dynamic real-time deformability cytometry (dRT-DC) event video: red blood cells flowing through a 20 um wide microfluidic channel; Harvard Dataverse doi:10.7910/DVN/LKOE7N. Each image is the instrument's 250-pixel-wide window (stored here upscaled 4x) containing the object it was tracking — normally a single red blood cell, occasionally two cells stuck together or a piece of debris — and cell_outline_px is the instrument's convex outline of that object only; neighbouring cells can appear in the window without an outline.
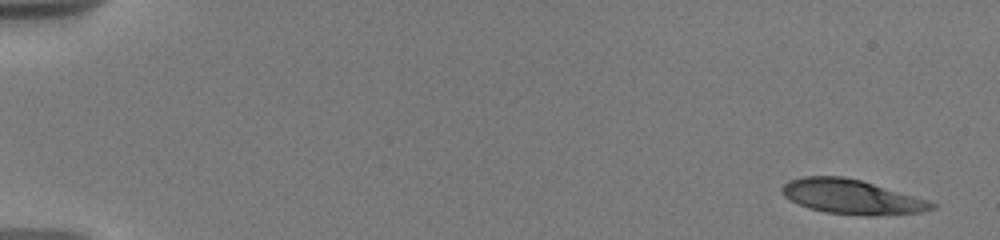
{"species": "human", "species_latin": "Homo sapiens", "temperature_condition": "warm", "stored_images_in_passage": 11, "camera_frame_rate_fps": 3000, "um_per_image_px": 0.085, "donor": {"sex": "male"}, "frame": {"image": 1, "passage_image": 1, "time_ms": 0.0, "image_size_px": [1000, 240], "cell_outline_px": [[936, 208], [924, 212], [876, 216], [860, 216], [824, 212], [808, 208], [784, 196], [780, 188], [788, 180], [804, 176], [844, 176], [860, 180], [928, 200], [936, 204]], "centroid_in_image_um": [72.4, 16.74], "position_along_channel_um": 12.6, "area_um2": 30.23}}
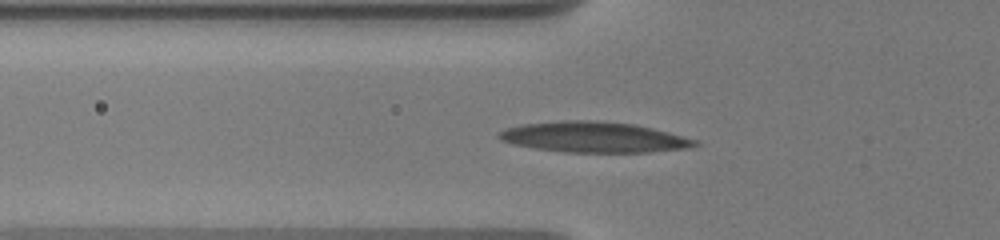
{"frame": {"image": 2, "passage_image": 8, "time_ms": 6.0, "image_size_px": [1000, 240], "cell_outline_px": [[700, 144], [696, 148], [648, 152], [564, 152], [532, 148], [512, 144], [500, 140], [496, 136], [500, 132], [508, 128], [524, 124], [568, 120], [584, 120], [636, 124], [700, 140]], "centroid_in_image_um": [50.55, 11.67], "position_along_channel_um": 75.2, "area_um2": 35.08}}
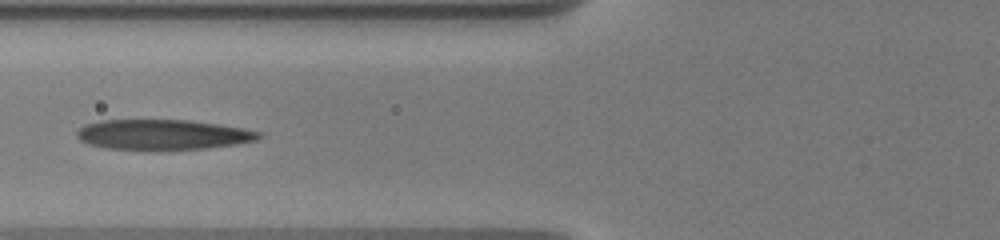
{"frame": {"image": 3, "passage_image": 10, "time_ms": 7.0, "image_size_px": [1000, 240], "cell_outline_px": [[264, 136], [256, 140], [236, 144], [208, 148], [108, 148], [88, 144], [80, 140], [76, 136], [76, 132], [84, 124], [104, 120], [188, 120], [216, 124], [240, 128], [260, 132]], "centroid_in_image_um": [13.83, 11.42], "position_along_channel_um": 112.0, "area_um2": 31.21}}